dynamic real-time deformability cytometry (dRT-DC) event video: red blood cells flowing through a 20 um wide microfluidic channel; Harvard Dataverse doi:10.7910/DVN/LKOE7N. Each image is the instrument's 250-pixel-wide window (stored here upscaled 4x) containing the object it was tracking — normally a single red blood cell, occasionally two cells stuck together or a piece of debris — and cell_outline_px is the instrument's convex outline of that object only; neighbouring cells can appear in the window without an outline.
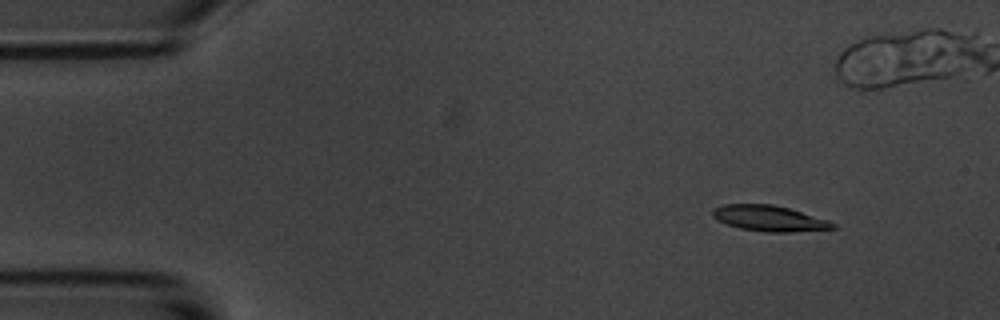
{"species": "common noctule bat (a hibernating species)", "species_latin": "Nyctalus noctula", "temperature_condition": "room temperature", "stored_images_in_passage": 5, "camera_frame_rate_fps": 3000, "um_per_image_px": 0.085, "animal": {"sex": "male", "body_mass_g": 20.1, "forearm_length_mm": 53.5}, "frame": {"image": 1, "passage_image": 2, "time_ms": 1.0, "image_size_px": [1000, 320], "cell_outline_px": [[836, 228], [788, 232], [764, 232], [740, 228], [728, 224], [712, 216], [712, 208], [724, 204], [772, 204], [788, 208], [828, 220], [836, 224]], "centroid_in_image_um": [65.37, 18.55], "position_along_channel_um": 19.6, "area_um2": 17.8}}
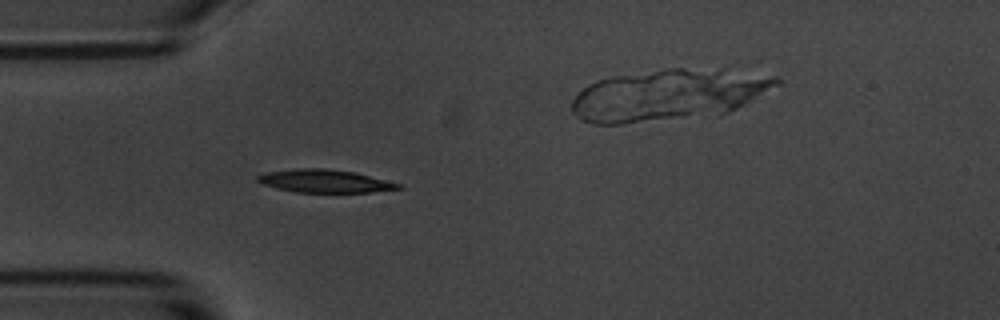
{"frame": {"image": 2, "passage_image": 4, "time_ms": 4.333, "image_size_px": [1000, 320], "cell_outline_px": [[404, 188], [372, 192], [296, 192], [276, 188], [264, 184], [256, 180], [256, 176], [268, 172], [296, 168], [324, 168], [356, 172], [404, 184]], "centroid_in_image_um": [27.68, 15.39], "position_along_channel_um": 57.3, "area_um2": 18.96}}